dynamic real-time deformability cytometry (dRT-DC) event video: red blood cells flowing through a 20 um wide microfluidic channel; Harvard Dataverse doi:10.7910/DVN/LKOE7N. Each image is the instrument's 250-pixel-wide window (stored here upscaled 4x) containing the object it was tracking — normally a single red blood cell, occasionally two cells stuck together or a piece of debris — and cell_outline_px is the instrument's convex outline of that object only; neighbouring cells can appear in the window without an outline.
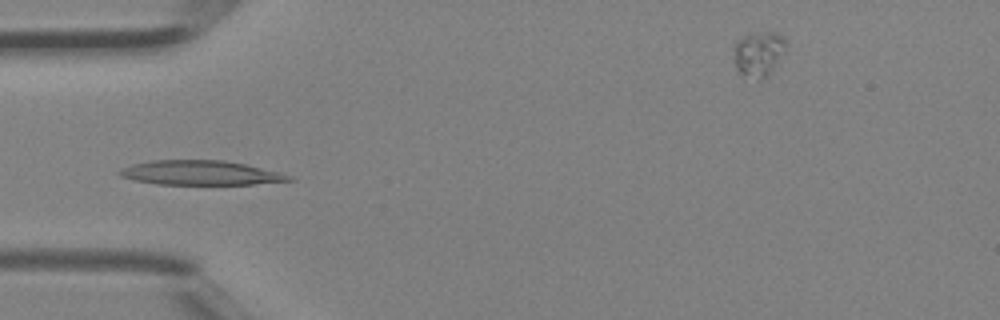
{"species": "Egyptian fruit bat (a non-hibernating species)", "species_latin": "Rousettus aegyptiacus", "temperature_condition": "room temperature", "stored_images_in_passage": 40, "camera_frame_rate_fps": 3000, "um_per_image_px": 0.085, "animal": {"sex": "female"}, "frame": {"image": 1, "passage_image": 11, "time_ms": 3.333, "image_size_px": [1000, 320], "cell_outline_px": [[296, 180], [252, 184], [156, 184], [132, 180], [120, 176], [116, 172], [120, 168], [132, 164], [152, 160], [224, 160], [244, 164], [292, 176]], "centroid_in_image_um": [16.95, 14.69], "position_along_channel_um": 68.0, "area_um2": 24.04}}
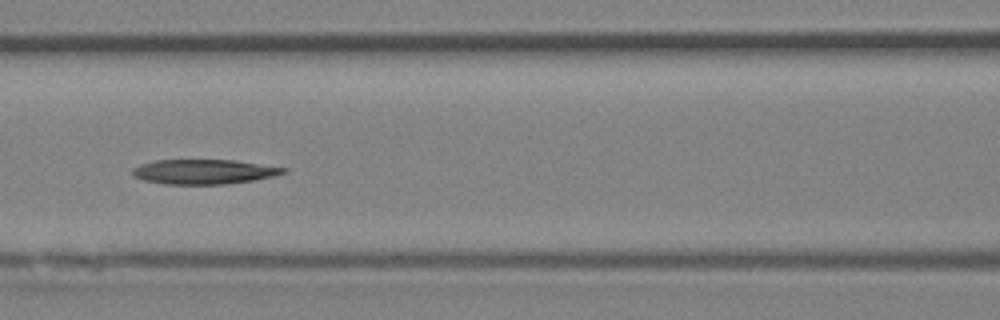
{"frame": {"image": 2, "passage_image": 16, "time_ms": 5.0, "image_size_px": [1000, 320], "cell_outline_px": [[288, 172], [272, 176], [252, 180], [228, 184], [164, 184], [144, 180], [132, 176], [132, 168], [140, 164], [156, 160], [236, 160], [288, 168]], "centroid_in_image_um": [17.32, 14.59], "position_along_channel_um": 149.3, "area_um2": 21.79}}
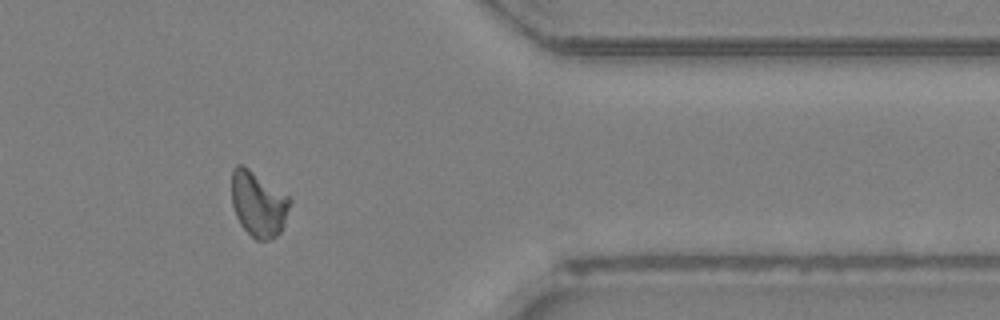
{"frame": {"image": 3, "passage_image": 32, "time_ms": 10.333, "image_size_px": [1000, 320], "cell_outline_px": [[292, 200], [280, 232], [276, 236], [268, 240], [256, 240], [240, 224], [236, 216], [232, 204], [232, 168], [236, 164], [240, 164], [248, 168], [288, 196]], "centroid_in_image_um": [21.94, 17.33], "position_along_channel_um": 389.5, "area_um2": 21.85}}